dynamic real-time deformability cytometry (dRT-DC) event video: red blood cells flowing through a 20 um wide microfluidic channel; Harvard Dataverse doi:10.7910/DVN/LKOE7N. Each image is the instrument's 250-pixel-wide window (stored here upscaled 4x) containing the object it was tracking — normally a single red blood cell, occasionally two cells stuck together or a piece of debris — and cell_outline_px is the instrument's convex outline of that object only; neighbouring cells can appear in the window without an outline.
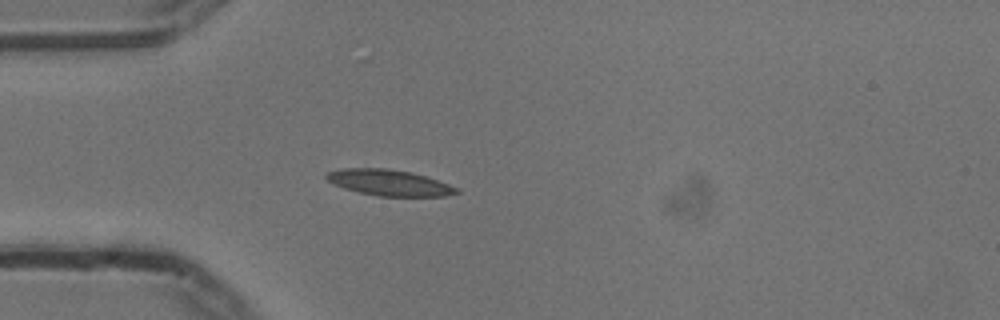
{"species": "common noctule bat (a hibernating species)", "species_latin": "Nyctalus noctula", "temperature_condition": "cold", "stored_images_in_passage": 41, "camera_frame_rate_fps": 3000, "um_per_image_px": 0.085, "animal": {"sex": "male", "body_mass_g": 13.3}, "frame": {"image": 1, "passage_image": 1, "time_ms": 0.0, "image_size_px": [1000, 320], "cell_outline_px": [[460, 192], [444, 196], [380, 196], [360, 192], [344, 188], [332, 184], [324, 176], [328, 172], [340, 168], [388, 168], [408, 172], [424, 176], [460, 188]], "centroid_in_image_um": [33.05, 15.52], "position_along_channel_um": 51.9, "area_um2": 19.54}}
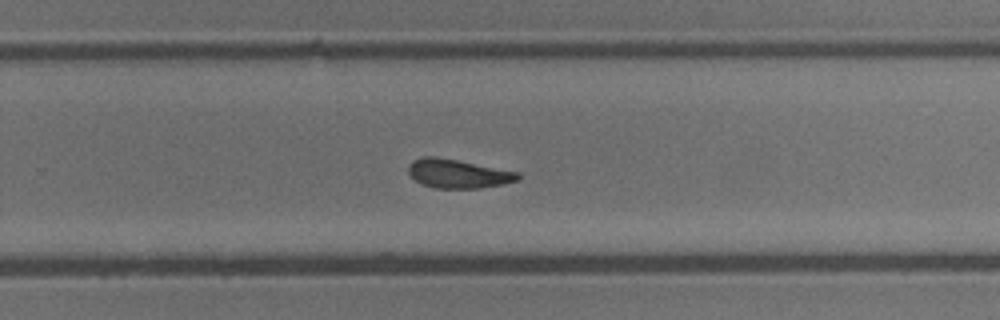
{"frame": {"image": 2, "passage_image": 21, "time_ms": 6.667, "image_size_px": [1000, 320], "cell_outline_px": [[520, 176], [516, 180], [504, 184], [480, 188], [432, 188], [420, 184], [408, 172], [408, 164], [412, 160], [424, 156], [436, 156], [520, 172]], "centroid_in_image_um": [38.9, 14.76], "position_along_channel_um": 290.9, "area_um2": 18.5}}
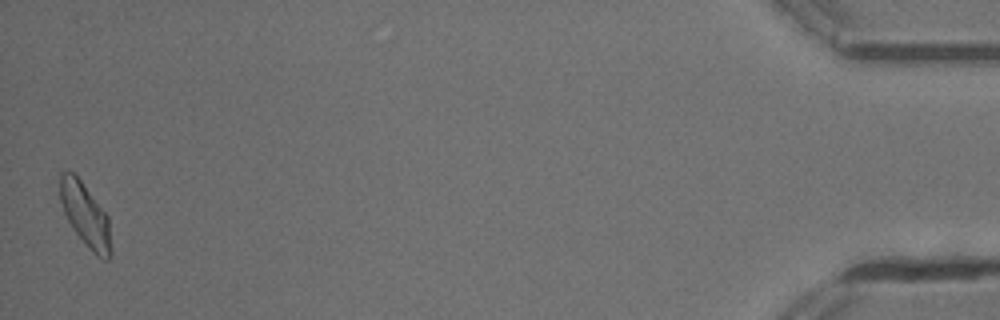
{"frame": {"image": 3, "passage_image": 40, "time_ms": 13.0, "image_size_px": [1000, 320], "cell_outline_px": [[112, 256], [108, 260], [104, 260], [96, 256], [92, 252], [72, 228], [64, 212], [60, 200], [60, 172], [72, 172], [80, 180], [108, 216], [112, 252]], "centroid_in_image_um": [7.28, 18.33], "position_along_channel_um": 427.9, "area_um2": 18.67}, "authors_computed_cell_mechanics": {"area_um2": 18.6116, "velocity_mm_per_s": 3.7139, "shape_relaxation_time_tau1_ms": 5.0124, "shape_relaxation_time_tau2_ms": 1.8326, "deformation_change_tau1": 0.1427, "deformation_change_tau2": 0.0738}}